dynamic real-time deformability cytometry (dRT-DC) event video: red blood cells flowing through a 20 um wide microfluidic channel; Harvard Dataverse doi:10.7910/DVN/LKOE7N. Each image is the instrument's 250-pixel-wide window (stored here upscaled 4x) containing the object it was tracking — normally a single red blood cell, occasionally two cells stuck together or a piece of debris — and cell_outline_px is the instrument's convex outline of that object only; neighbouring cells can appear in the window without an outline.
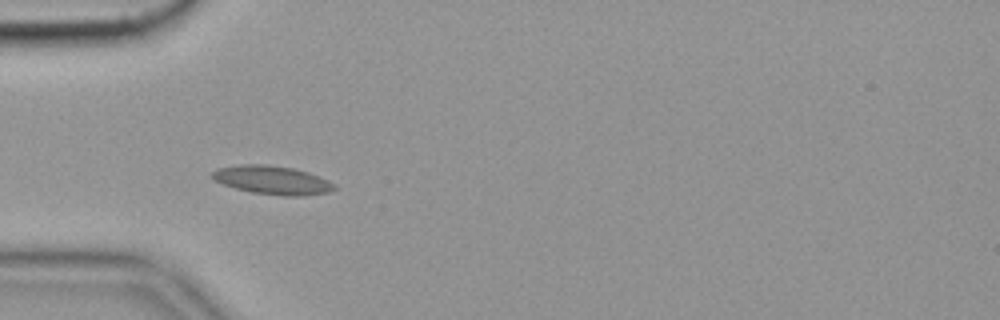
{"species": "common noctule bat (a hibernating species)", "species_latin": "Nyctalus noctula", "temperature_condition": "cold", "stored_images_in_passage": 56, "camera_frame_rate_fps": 3000, "um_per_image_px": 0.085, "animal": {"sex": "female", "body_mass_g": 19.9}, "frame": {"image": 1, "passage_image": 17, "time_ms": 5.333, "image_size_px": [1000, 320], "cell_outline_px": [[336, 188], [328, 192], [304, 196], [284, 196], [252, 192], [236, 188], [212, 180], [212, 172], [216, 168], [240, 164], [264, 164], [292, 168], [308, 172], [328, 180], [336, 184]], "centroid_in_image_um": [23.14, 15.3], "position_along_channel_um": 61.9, "area_um2": 20.35}, "authors_computed_cell_mechanics": {"area_um2": 18.2648, "velocity_mm_per_s": 3.5079, "shape_relaxation_time_tau1_ms": 9.9156, "shape_relaxation_time_tau2_ms": 3.99, "deformation_change_tau1": 0.1605, "deformation_change_tau2": 0.0728}}